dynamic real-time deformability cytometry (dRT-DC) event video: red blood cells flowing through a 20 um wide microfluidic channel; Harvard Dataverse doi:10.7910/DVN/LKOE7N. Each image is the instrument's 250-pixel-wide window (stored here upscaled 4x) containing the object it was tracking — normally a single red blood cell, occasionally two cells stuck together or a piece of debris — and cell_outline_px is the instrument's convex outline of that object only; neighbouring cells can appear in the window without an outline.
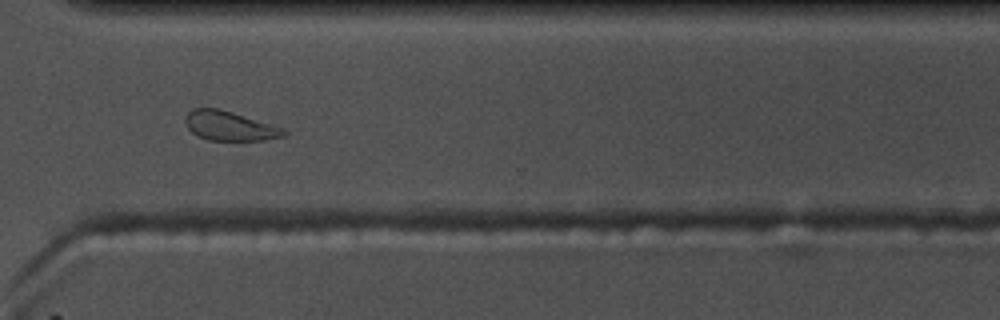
{"species": "common noctule bat (a hibernating species)", "species_latin": "Nyctalus noctula", "temperature_condition": "warm", "stored_images_in_passage": 35, "camera_frame_rate_fps": 3000, "um_per_image_px": 0.085, "animal": {"sex": "male", "body_mass_g": 17.5, "forearm_length_mm": 52.3}, "frame": {"image": 1, "passage_image": 30, "time_ms": 9.667, "image_size_px": [1000, 320], "cell_outline_px": [[288, 132], [284, 136], [264, 140], [208, 140], [192, 132], [188, 128], [184, 120], [184, 116], [192, 108], [220, 108], [284, 128]], "centroid_in_image_um": [19.51, 10.69], "position_along_channel_um": 351.1, "area_um2": 16.88}, "authors_computed_cell_mechanics": {"area_um2": 17.2822, "velocity_mm_per_s": 3.6143, "shape_relaxation_time_tau1_ms": 4.1867, "shape_relaxation_time_tau2_ms": 1.7087, "deformation_change_tau1": 0.1109, "deformation_change_tau2": 0.087}}